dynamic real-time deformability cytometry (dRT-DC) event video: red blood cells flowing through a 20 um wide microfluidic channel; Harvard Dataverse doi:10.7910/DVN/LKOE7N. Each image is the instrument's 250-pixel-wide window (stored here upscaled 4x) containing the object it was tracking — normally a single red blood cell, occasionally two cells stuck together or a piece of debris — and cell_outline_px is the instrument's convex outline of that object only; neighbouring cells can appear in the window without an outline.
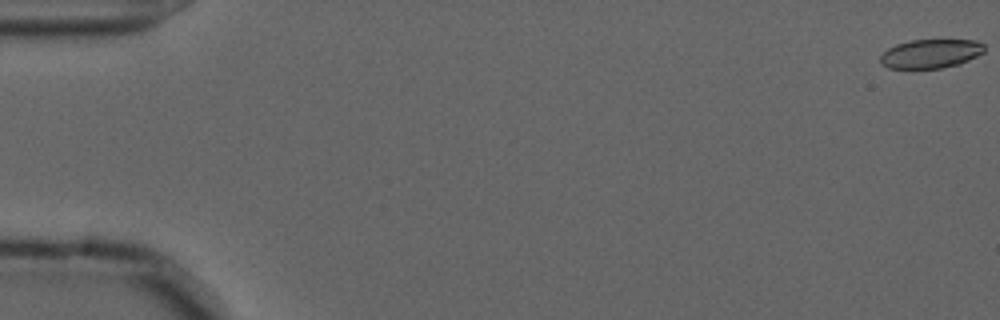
{"species": "common noctule bat (a hibernating species)", "species_latin": "Nyctalus noctula", "temperature_condition": "cold", "stored_images_in_passage": 57, "camera_frame_rate_fps": 3000, "um_per_image_px": 0.085, "animal": {"sex": "male", "forearm_length_mm": 52.5}, "frame": {"image": 1, "passage_image": 1, "time_ms": 0.0, "image_size_px": [1000, 320], "cell_outline_px": [[984, 52], [960, 64], [940, 68], [888, 68], [880, 64], [880, 56], [888, 48], [896, 44], [912, 40], [976, 40], [984, 44]], "centroid_in_image_um": [79.1, 4.56], "position_along_channel_um": 5.9, "area_um2": 17.51}}
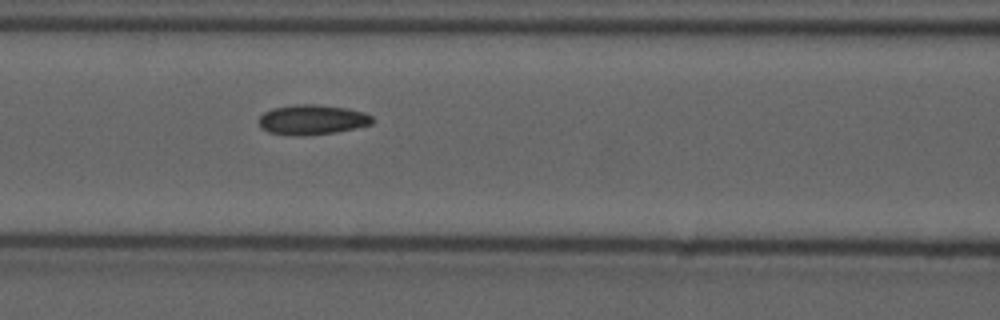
{"frame": {"image": 2, "passage_image": 25, "time_ms": 8.0, "image_size_px": [1000, 320], "cell_outline_px": [[376, 120], [372, 124], [336, 132], [308, 136], [292, 136], [268, 132], [260, 128], [256, 120], [264, 112], [272, 108], [296, 104], [312, 104], [344, 108], [364, 112], [372, 116]], "centroid_in_image_um": [26.49, 10.19], "position_along_channel_um": 140.1, "area_um2": 20.11}}
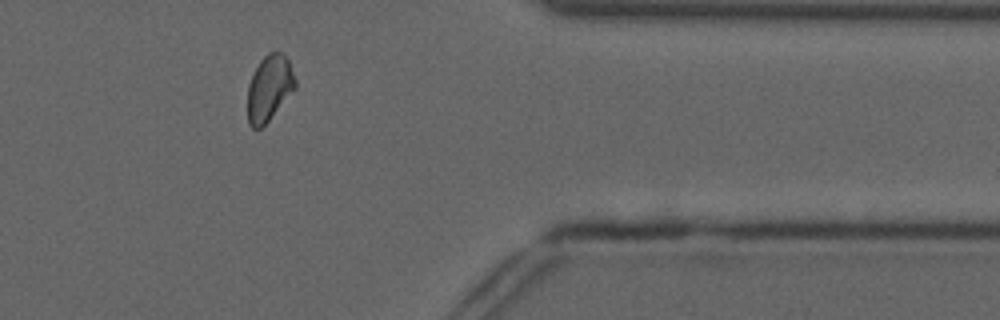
{"frame": {"image": 3, "passage_image": 47, "time_ms": 15.333, "image_size_px": [1000, 320], "cell_outline_px": [[296, 88], [268, 120], [260, 128], [252, 128], [248, 124], [248, 84], [260, 60], [268, 52], [280, 52], [288, 60], [296, 80]], "centroid_in_image_um": [22.88, 7.48], "position_along_channel_um": 388.5, "area_um2": 17.98}, "authors_computed_cell_mechanics": {"area_um2": 19.0162, "velocity_mm_per_s": 3.647, "shape_relaxation_time_tau1_ms": null, "shape_relaxation_time_tau2_ms": 3.8109, "deformation_change_tau1": null, "deformation_change_tau2": 0.088}}